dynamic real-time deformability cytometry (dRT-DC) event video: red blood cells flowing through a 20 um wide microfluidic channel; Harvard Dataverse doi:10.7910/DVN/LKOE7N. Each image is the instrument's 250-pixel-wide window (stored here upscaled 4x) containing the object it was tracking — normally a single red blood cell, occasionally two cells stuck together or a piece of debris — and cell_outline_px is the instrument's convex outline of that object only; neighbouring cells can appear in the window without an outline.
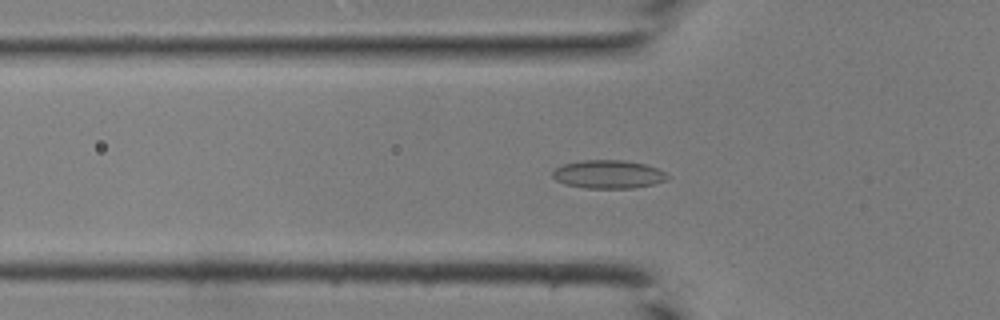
{"species": "common noctule bat (a hibernating species)", "species_latin": "Nyctalus noctula", "temperature_condition": "room temperature", "stored_images_in_passage": 45, "camera_frame_rate_fps": 3000, "um_per_image_px": 0.085, "animal": {"sex": "male", "body_mass_g": 19.0, "forearm_length_mm": 50.8}, "frame": {"image": 1, "passage_image": 16, "time_ms": 5.0, "image_size_px": [1000, 320], "cell_outline_px": [[672, 176], [668, 180], [652, 184], [632, 188], [584, 188], [564, 184], [556, 180], [552, 176], [552, 172], [556, 168], [564, 164], [580, 160], [624, 160], [644, 164], [656, 168]], "centroid_in_image_um": [51.71, 14.81], "position_along_channel_um": 74.1, "area_um2": 19.02}}
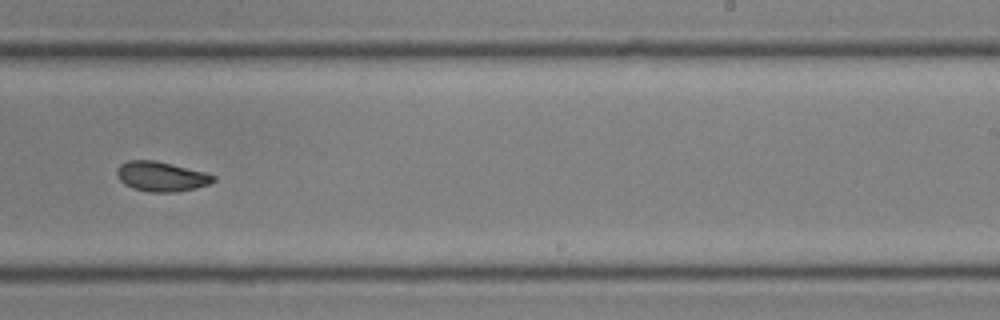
{"frame": {"image": 2, "passage_image": 29, "time_ms": 9.333, "image_size_px": [1000, 320], "cell_outline_px": [[216, 180], [208, 184], [196, 188], [176, 192], [148, 192], [132, 188], [124, 184], [116, 176], [116, 168], [120, 164], [128, 160], [156, 160], [204, 172], [216, 176]], "centroid_in_image_um": [13.67, 15.0], "position_along_channel_um": 275.3, "area_um2": 16.88}}
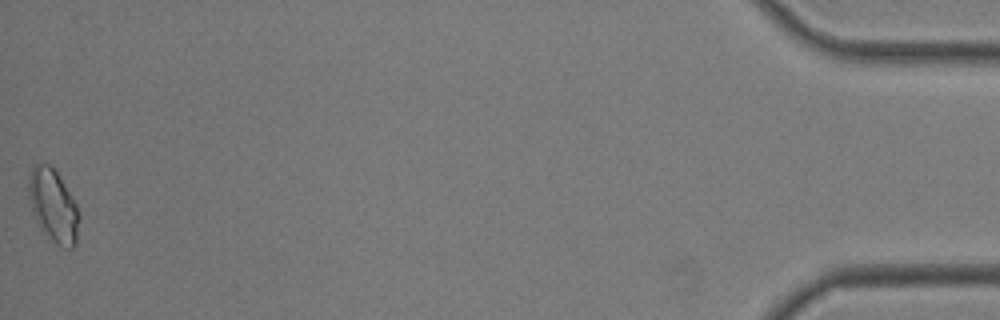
{"frame": {"image": 3, "passage_image": 45, "time_ms": 14.667, "image_size_px": [1000, 320], "cell_outline_px": [[80, 220], [76, 244], [72, 248], [68, 248], [56, 244], [40, 228], [32, 212], [28, 196], [28, 172], [32, 164], [40, 160], [48, 164], [56, 172], [76, 204], [80, 216]], "centroid_in_image_um": [4.5, 17.45], "position_along_channel_um": 430.7, "area_um2": 21.68}}